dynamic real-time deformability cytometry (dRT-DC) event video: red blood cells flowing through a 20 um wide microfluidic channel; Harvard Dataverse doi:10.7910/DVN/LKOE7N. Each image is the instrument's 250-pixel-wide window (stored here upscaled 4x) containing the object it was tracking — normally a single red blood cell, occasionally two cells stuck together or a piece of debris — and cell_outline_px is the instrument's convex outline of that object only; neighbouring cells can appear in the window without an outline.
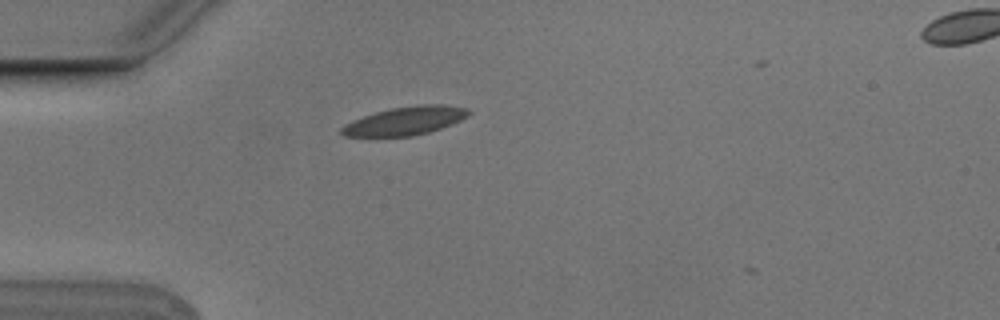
{"species": "Egyptian fruit bat (a non-hibernating species)", "species_latin": "Rousettus aegyptiacus", "temperature_condition": "cold", "stored_images_in_passage": 3, "camera_frame_rate_fps": 3000, "um_per_image_px": 0.085, "animal": {"sex": "male"}, "frame": {"image": 1, "passage_image": 2, "time_ms": 0.333, "image_size_px": [1000, 320], "cell_outline_px": [[472, 112], [468, 116], [452, 124], [428, 132], [412, 136], [344, 136], [340, 132], [340, 128], [344, 124], [352, 120], [376, 112], [392, 108], [420, 104], [444, 104], [468, 108]], "centroid_in_image_um": [34.46, 10.26], "position_along_channel_um": 50.5, "area_um2": 20.98}}